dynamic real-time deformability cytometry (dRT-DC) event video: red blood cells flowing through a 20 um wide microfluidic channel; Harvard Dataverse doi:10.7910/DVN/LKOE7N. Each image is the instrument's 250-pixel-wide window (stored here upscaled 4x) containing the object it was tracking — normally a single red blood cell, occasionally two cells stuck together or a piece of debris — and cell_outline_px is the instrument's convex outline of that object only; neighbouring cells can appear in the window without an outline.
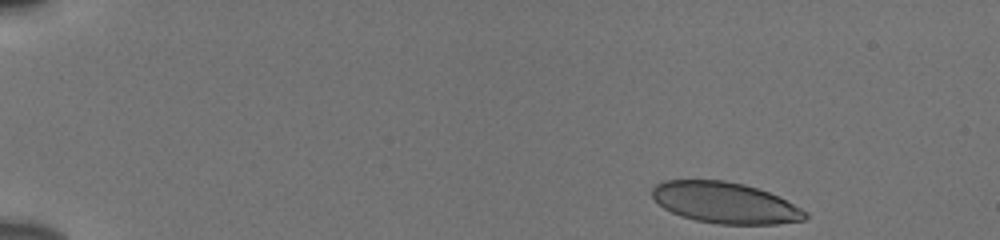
{"species": "human", "species_latin": "Homo sapiens", "temperature_condition": "cold", "stored_images_in_passage": 48, "camera_frame_rate_fps": 3000, "um_per_image_px": 0.085, "donor": {"sex": "male"}, "frame": {"image": 1, "passage_image": 1, "time_ms": 0.0, "image_size_px": [1000, 240], "cell_outline_px": [[808, 216], [804, 220], [776, 224], [720, 224], [696, 220], [680, 216], [664, 208], [652, 196], [652, 188], [656, 184], [664, 180], [724, 180], [744, 184], [768, 192], [808, 212]], "centroid_in_image_um": [61.61, 17.23], "position_along_channel_um": 23.4, "area_um2": 36.36}}
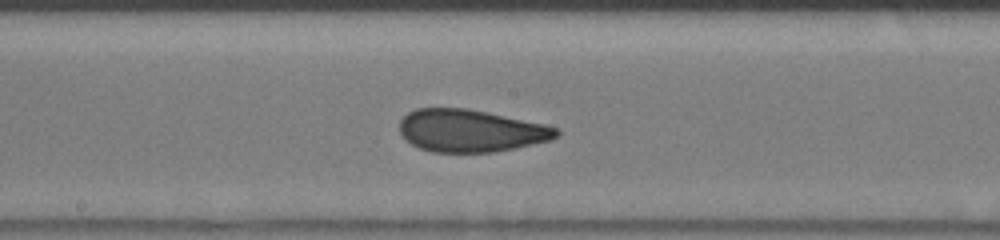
{"frame": {"image": 2, "passage_image": 25, "time_ms": 8.0, "image_size_px": [1000, 240], "cell_outline_px": [[560, 136], [552, 140], [516, 148], [496, 152], [432, 152], [420, 148], [412, 144], [400, 132], [400, 120], [408, 112], [416, 108], [468, 108], [488, 112], [544, 124], [560, 128]], "centroid_in_image_um": [40.05, 11.11], "position_along_channel_um": 208.1, "area_um2": 38.96}}
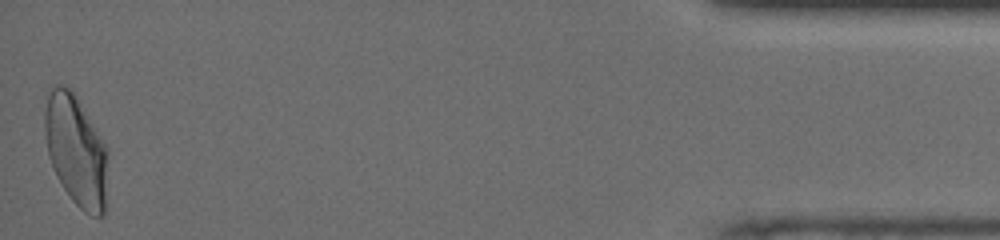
{"frame": {"image": 3, "passage_image": 48, "time_ms": 15.667, "image_size_px": [1000, 240], "cell_outline_px": [[108, 152], [104, 216], [92, 216], [84, 212], [72, 200], [56, 176], [48, 156], [44, 128], [44, 112], [48, 96], [52, 88], [56, 84], [64, 84], [72, 88], [108, 148]], "centroid_in_image_um": [6.46, 12.76], "position_along_channel_um": 428.7, "area_um2": 41.04}, "authors_computed_cell_mechanics": {"area_um2": 38.7549, "velocity_mm_per_s": 3.8433, "shape_relaxation_time_tau1_ms": 5.9899, "shape_relaxation_time_tau2_ms": 1.0833, "deformation_change_tau1": 0.1522, "deformation_change_tau2": 0.0697}}